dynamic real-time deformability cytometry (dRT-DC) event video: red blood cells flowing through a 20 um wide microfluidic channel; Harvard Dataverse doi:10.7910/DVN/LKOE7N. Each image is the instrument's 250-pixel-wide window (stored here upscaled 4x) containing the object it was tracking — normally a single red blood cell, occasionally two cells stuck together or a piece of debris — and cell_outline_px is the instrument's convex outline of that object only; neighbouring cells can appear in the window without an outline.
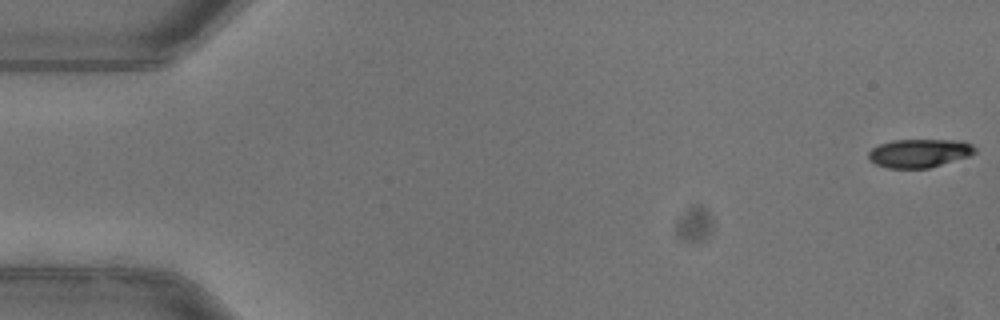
{"species": "common noctule bat (a hibernating species)", "species_latin": "Nyctalus noctula", "temperature_condition": "warm", "stored_images_in_passage": 52, "camera_frame_rate_fps": 3000, "um_per_image_px": 0.085, "animal": {"sex": "female"}, "frame": {"image": 1, "passage_image": 1, "time_ms": 0.0, "image_size_px": [1000, 320], "cell_outline_px": [[976, 152], [968, 156], [928, 168], [888, 168], [876, 164], [868, 160], [868, 152], [872, 148], [880, 144], [892, 140], [964, 140], [972, 144], [976, 148]], "centroid_in_image_um": [78.13, 13.01], "position_along_channel_um": 6.9, "area_um2": 17.69}}
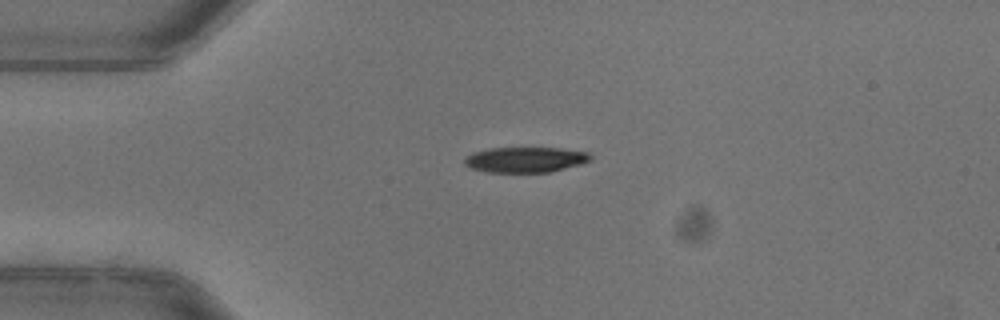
{"frame": {"image": 2, "passage_image": 13, "time_ms": 4.0, "image_size_px": [1000, 320], "cell_outline_px": [[592, 160], [580, 164], [548, 172], [484, 172], [472, 168], [464, 164], [464, 160], [472, 152], [488, 148], [560, 148], [592, 152]], "centroid_in_image_um": [44.68, 13.56], "position_along_channel_um": 40.3, "area_um2": 18.73}}
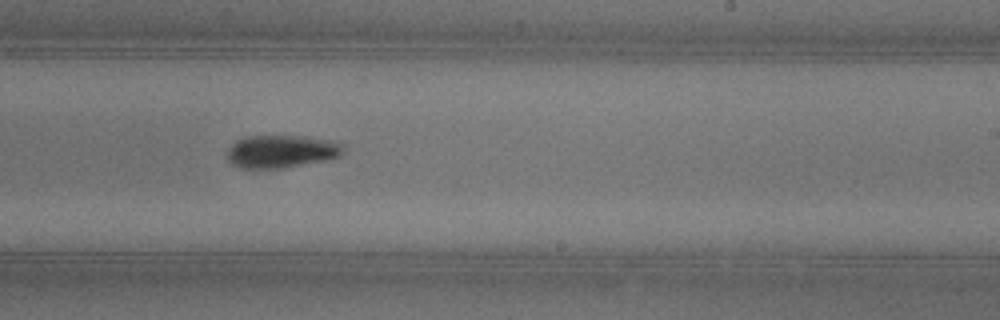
{"frame": {"image": 3, "passage_image": 32, "time_ms": 10.333, "image_size_px": [1000, 320], "cell_outline_px": [[344, 152], [340, 156], [328, 160], [280, 168], [240, 168], [232, 164], [224, 156], [228, 148], [236, 140], [244, 136], [304, 136], [340, 140], [344, 144]], "centroid_in_image_um": [23.95, 12.85], "position_along_channel_um": 265.0, "area_um2": 22.77}, "authors_computed_cell_mechanics": {"area_um2": 20.3745, "velocity_mm_per_s": 3.9769, "shape_relaxation_time_tau1_ms": 2.7513, "shape_relaxation_time_tau2_ms": null, "deformation_change_tau1": 0.1568, "deformation_change_tau2": null}}